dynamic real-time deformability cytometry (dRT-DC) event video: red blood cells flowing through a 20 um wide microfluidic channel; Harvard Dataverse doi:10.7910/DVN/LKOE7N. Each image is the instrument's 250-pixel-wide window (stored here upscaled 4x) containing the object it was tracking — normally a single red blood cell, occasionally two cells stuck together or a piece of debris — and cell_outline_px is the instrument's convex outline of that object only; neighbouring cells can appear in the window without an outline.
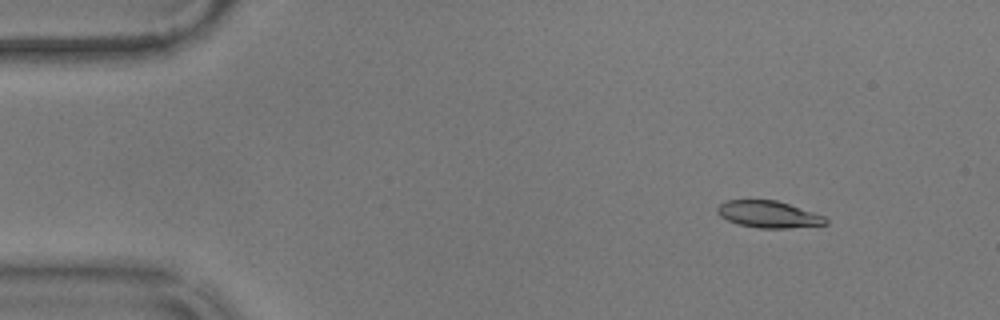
{"species": "common noctule bat (a hibernating species)", "species_latin": "Nyctalus noctula", "temperature_condition": "warm", "stored_images_in_passage": 58, "camera_frame_rate_fps": 3000, "um_per_image_px": 0.085, "animal": {"sex": "male", "body_mass_g": 17.9}, "frame": {"image": 1, "passage_image": 7, "time_ms": 2.0, "image_size_px": [1000, 320], "cell_outline_px": [[828, 224], [788, 228], [760, 228], [736, 224], [720, 216], [716, 212], [716, 208], [720, 204], [728, 200], [776, 200], [824, 216], [828, 220]], "centroid_in_image_um": [65.3, 18.22], "position_along_channel_um": 19.7, "area_um2": 16.82}}
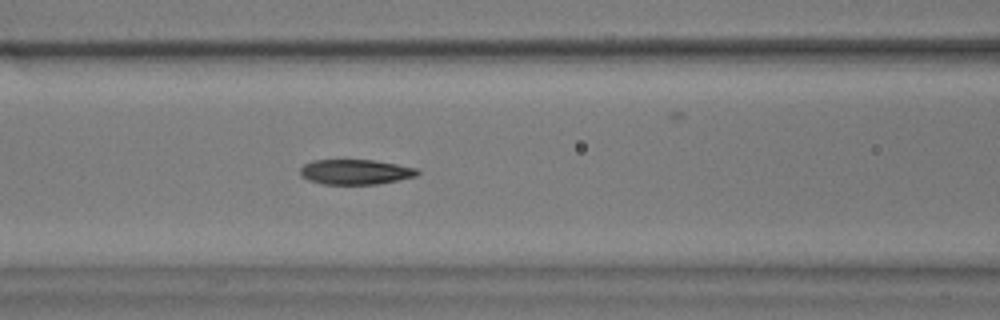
{"frame": {"image": 2, "passage_image": 24, "time_ms": 7.667, "image_size_px": [1000, 320], "cell_outline_px": [[420, 172], [416, 176], [376, 184], [324, 184], [308, 180], [300, 176], [300, 168], [304, 164], [312, 160], [372, 160], [396, 164], [416, 168]], "centroid_in_image_um": [30.17, 14.61], "position_along_channel_um": 136.4, "area_um2": 16.99}}
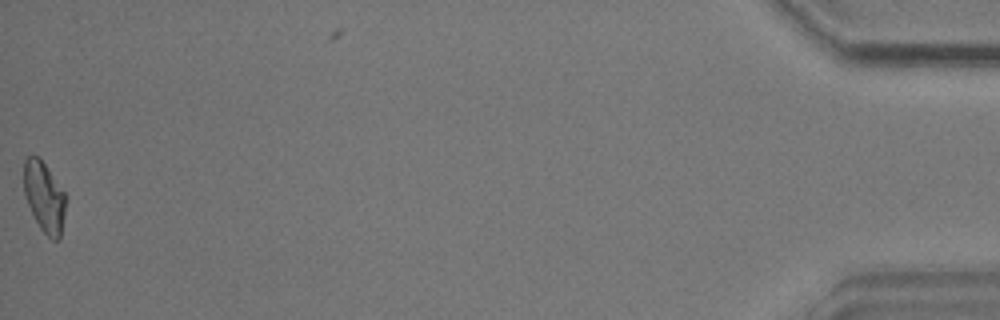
{"frame": {"image": 3, "passage_image": 57, "time_ms": 18.667, "image_size_px": [1000, 320], "cell_outline_px": [[68, 196], [60, 236], [56, 240], [52, 240], [40, 228], [28, 204], [24, 192], [24, 160], [28, 156], [40, 156]], "centroid_in_image_um": [3.79, 16.7], "position_along_channel_um": 431.4, "area_um2": 17.34}, "authors_computed_cell_mechanics": {"area_um2": 17.34, "velocity_mm_per_s": 3.5733, "shape_relaxation_time_tau1_ms": 11.2811, "shape_relaxation_time_tau2_ms": 2.2752, "deformation_change_tau1": 0.29, "deformation_change_tau2": 0.0702}}